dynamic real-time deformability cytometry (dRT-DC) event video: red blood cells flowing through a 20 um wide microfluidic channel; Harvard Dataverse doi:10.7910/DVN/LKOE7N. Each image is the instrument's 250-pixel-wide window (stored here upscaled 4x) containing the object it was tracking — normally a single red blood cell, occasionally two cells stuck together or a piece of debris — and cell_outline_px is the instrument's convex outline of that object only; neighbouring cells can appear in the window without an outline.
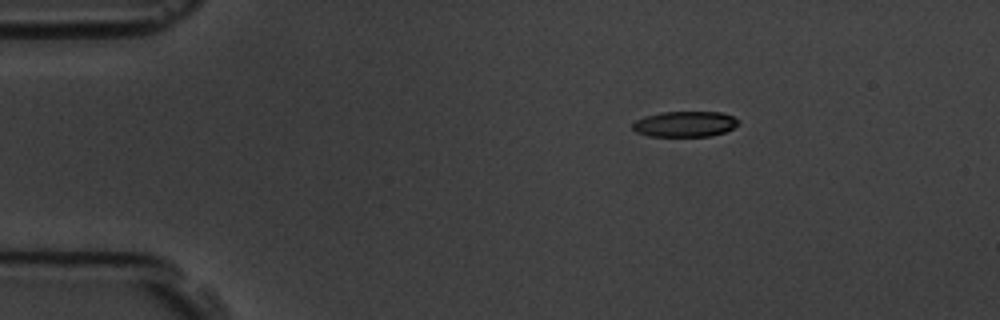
{"species": "common noctule bat (a hibernating species)", "species_latin": "Nyctalus noctula", "temperature_condition": "room temperature", "stored_images_in_passage": 3, "camera_frame_rate_fps": 3000, "um_per_image_px": 0.085, "animal": {"sex": "male", "body_mass_g": 19.5, "forearm_length_mm": 54.6}, "frame": {"image": 1, "passage_image": 1, "time_ms": 0.0, "image_size_px": [1000, 320], "cell_outline_px": [[740, 120], [732, 128], [724, 132], [712, 136], [652, 136], [636, 132], [632, 128], [632, 124], [636, 120], [644, 116], [660, 112], [720, 112], [732, 116]], "centroid_in_image_um": [58.19, 10.54], "position_along_channel_um": 26.8, "area_um2": 15.72}}